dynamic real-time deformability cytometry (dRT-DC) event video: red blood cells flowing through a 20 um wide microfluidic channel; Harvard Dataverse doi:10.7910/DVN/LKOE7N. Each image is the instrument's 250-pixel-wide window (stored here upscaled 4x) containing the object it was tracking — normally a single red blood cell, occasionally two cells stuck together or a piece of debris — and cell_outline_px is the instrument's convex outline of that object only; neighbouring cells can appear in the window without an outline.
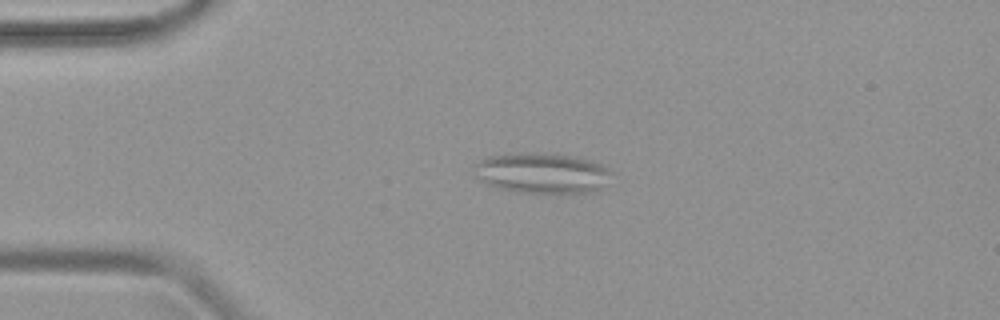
{"species": "common noctule bat (a hibernating species)", "species_latin": "Nyctalus noctula", "temperature_condition": "warm", "stored_images_in_passage": 26, "camera_frame_rate_fps": 3000, "um_per_image_px": 0.085, "animal": {"sex": "female", "body_mass_g": 19.9}, "frame": {"image": 1, "passage_image": 3, "time_ms": 0.667, "image_size_px": [1000, 320], "cell_outline_px": [[612, 172], [604, 188], [600, 192], [564, 196], [520, 192], [496, 188], [480, 180], [476, 176], [472, 164], [488, 156], [512, 152], [556, 152], [576, 156], [592, 160], [608, 168]], "centroid_in_image_um": [46.13, 14.73], "position_along_channel_um": 38.9, "area_um2": 34.39}}
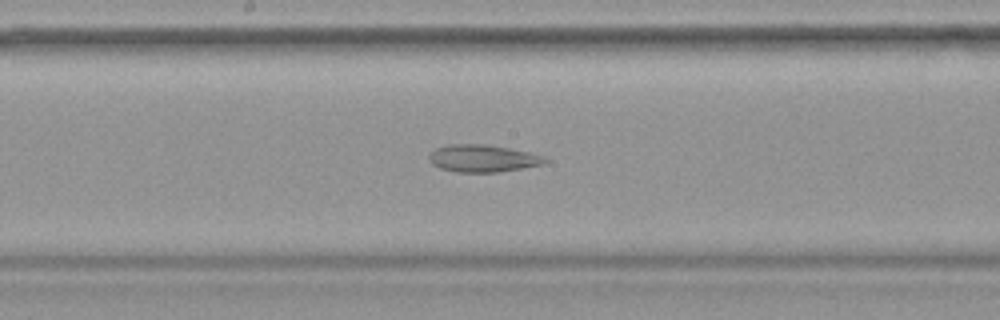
{"frame": {"image": 2, "passage_image": 17, "time_ms": 5.333, "image_size_px": [1000, 320], "cell_outline_px": [[548, 160], [544, 164], [524, 168], [500, 172], [456, 172], [440, 168], [432, 164], [428, 160], [428, 156], [436, 148], [448, 144], [488, 144], [532, 152], [548, 156]], "centroid_in_image_um": [41.09, 13.46], "position_along_channel_um": 207.1, "area_um2": 18.84}}
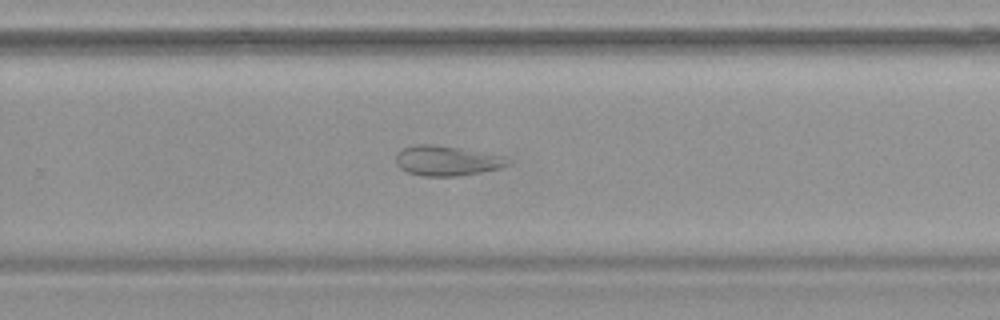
{"frame": {"image": 3, "passage_image": 23, "time_ms": 7.333, "image_size_px": [1000, 320], "cell_outline_px": [[512, 164], [500, 168], [480, 172], [456, 176], [424, 176], [408, 172], [400, 168], [396, 164], [396, 152], [400, 148], [412, 144], [432, 144], [460, 148], [496, 156], [512, 160]], "centroid_in_image_um": [37.9, 13.66], "position_along_channel_um": 291.9, "area_um2": 19.42}}